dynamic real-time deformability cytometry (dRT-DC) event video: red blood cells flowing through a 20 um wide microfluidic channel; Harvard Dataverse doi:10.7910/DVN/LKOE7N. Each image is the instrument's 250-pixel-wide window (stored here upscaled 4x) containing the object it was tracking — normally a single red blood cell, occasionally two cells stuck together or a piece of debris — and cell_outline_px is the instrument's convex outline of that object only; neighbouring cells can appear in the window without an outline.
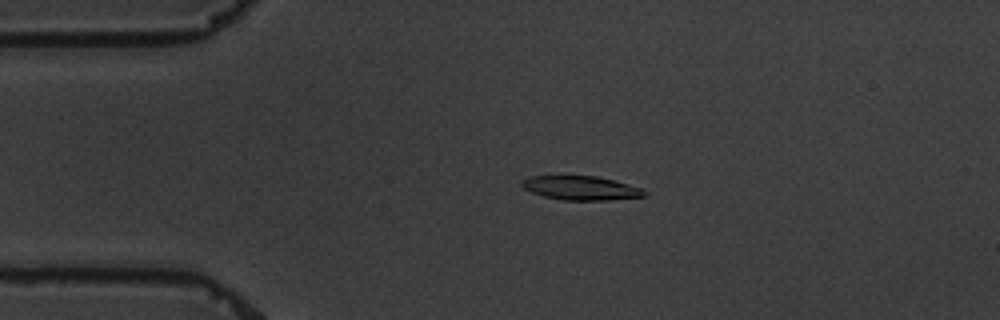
{"species": "common noctule bat (a hibernating species)", "species_latin": "Nyctalus noctula", "temperature_condition": "warm", "stored_images_in_passage": 4, "camera_frame_rate_fps": 3000, "um_per_image_px": 0.085, "animal": {"sex": "male", "body_mass_g": 19.5, "forearm_length_mm": 54.6}, "frame": {"image": 1, "passage_image": 3, "time_ms": 2.333, "image_size_px": [1000, 320], "cell_outline_px": [[648, 192], [644, 196], [608, 200], [564, 200], [544, 196], [532, 192], [524, 188], [520, 184], [520, 180], [532, 176], [596, 176], [644, 188]], "centroid_in_image_um": [49.39, 15.98], "position_along_channel_um": 35.6, "area_um2": 17.05}}